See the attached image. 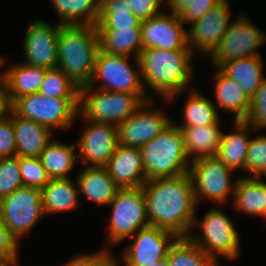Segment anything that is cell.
<instances>
[{
	"label": "cell",
	"instance_id": "cell-30",
	"mask_svg": "<svg viewBox=\"0 0 266 266\" xmlns=\"http://www.w3.org/2000/svg\"><path fill=\"white\" fill-rule=\"evenodd\" d=\"M77 144L68 145L59 140L50 141L39 156L50 179L70 178L71 172L78 162L75 153Z\"/></svg>",
	"mask_w": 266,
	"mask_h": 266
},
{
	"label": "cell",
	"instance_id": "cell-35",
	"mask_svg": "<svg viewBox=\"0 0 266 266\" xmlns=\"http://www.w3.org/2000/svg\"><path fill=\"white\" fill-rule=\"evenodd\" d=\"M79 89L58 67L47 69L38 93L54 98H79Z\"/></svg>",
	"mask_w": 266,
	"mask_h": 266
},
{
	"label": "cell",
	"instance_id": "cell-46",
	"mask_svg": "<svg viewBox=\"0 0 266 266\" xmlns=\"http://www.w3.org/2000/svg\"><path fill=\"white\" fill-rule=\"evenodd\" d=\"M195 0H166L171 12L178 15L184 8L191 5Z\"/></svg>",
	"mask_w": 266,
	"mask_h": 266
},
{
	"label": "cell",
	"instance_id": "cell-49",
	"mask_svg": "<svg viewBox=\"0 0 266 266\" xmlns=\"http://www.w3.org/2000/svg\"><path fill=\"white\" fill-rule=\"evenodd\" d=\"M146 266H168L166 260H161L158 261L157 264H151V265H146Z\"/></svg>",
	"mask_w": 266,
	"mask_h": 266
},
{
	"label": "cell",
	"instance_id": "cell-32",
	"mask_svg": "<svg viewBox=\"0 0 266 266\" xmlns=\"http://www.w3.org/2000/svg\"><path fill=\"white\" fill-rule=\"evenodd\" d=\"M97 30L141 27V21L131 12L128 0H100Z\"/></svg>",
	"mask_w": 266,
	"mask_h": 266
},
{
	"label": "cell",
	"instance_id": "cell-42",
	"mask_svg": "<svg viewBox=\"0 0 266 266\" xmlns=\"http://www.w3.org/2000/svg\"><path fill=\"white\" fill-rule=\"evenodd\" d=\"M163 2V0H128L131 12L141 22L161 14L163 11L160 7Z\"/></svg>",
	"mask_w": 266,
	"mask_h": 266
},
{
	"label": "cell",
	"instance_id": "cell-41",
	"mask_svg": "<svg viewBox=\"0 0 266 266\" xmlns=\"http://www.w3.org/2000/svg\"><path fill=\"white\" fill-rule=\"evenodd\" d=\"M222 0H195L191 5L184 8L179 14V18L184 24H192L201 19L206 13Z\"/></svg>",
	"mask_w": 266,
	"mask_h": 266
},
{
	"label": "cell",
	"instance_id": "cell-40",
	"mask_svg": "<svg viewBox=\"0 0 266 266\" xmlns=\"http://www.w3.org/2000/svg\"><path fill=\"white\" fill-rule=\"evenodd\" d=\"M16 155V142L12 119L6 115L0 119V158Z\"/></svg>",
	"mask_w": 266,
	"mask_h": 266
},
{
	"label": "cell",
	"instance_id": "cell-10",
	"mask_svg": "<svg viewBox=\"0 0 266 266\" xmlns=\"http://www.w3.org/2000/svg\"><path fill=\"white\" fill-rule=\"evenodd\" d=\"M215 156L199 157L190 163L189 173L193 180L194 199L198 206L200 198H208L217 206L227 203L228 196L234 197L237 183L231 182V173Z\"/></svg>",
	"mask_w": 266,
	"mask_h": 266
},
{
	"label": "cell",
	"instance_id": "cell-14",
	"mask_svg": "<svg viewBox=\"0 0 266 266\" xmlns=\"http://www.w3.org/2000/svg\"><path fill=\"white\" fill-rule=\"evenodd\" d=\"M132 243L123 250L124 266H146L166 260L168 251L177 237L154 226L140 229Z\"/></svg>",
	"mask_w": 266,
	"mask_h": 266
},
{
	"label": "cell",
	"instance_id": "cell-43",
	"mask_svg": "<svg viewBox=\"0 0 266 266\" xmlns=\"http://www.w3.org/2000/svg\"><path fill=\"white\" fill-rule=\"evenodd\" d=\"M18 243L19 241L6 228L0 217V259L18 257Z\"/></svg>",
	"mask_w": 266,
	"mask_h": 266
},
{
	"label": "cell",
	"instance_id": "cell-28",
	"mask_svg": "<svg viewBox=\"0 0 266 266\" xmlns=\"http://www.w3.org/2000/svg\"><path fill=\"white\" fill-rule=\"evenodd\" d=\"M190 161L199 157L216 156L221 143L220 125L179 127Z\"/></svg>",
	"mask_w": 266,
	"mask_h": 266
},
{
	"label": "cell",
	"instance_id": "cell-21",
	"mask_svg": "<svg viewBox=\"0 0 266 266\" xmlns=\"http://www.w3.org/2000/svg\"><path fill=\"white\" fill-rule=\"evenodd\" d=\"M214 94L218 107L235 114L234 121H245L250 108L251 98L240 84L216 67ZM217 72V73H216Z\"/></svg>",
	"mask_w": 266,
	"mask_h": 266
},
{
	"label": "cell",
	"instance_id": "cell-6",
	"mask_svg": "<svg viewBox=\"0 0 266 266\" xmlns=\"http://www.w3.org/2000/svg\"><path fill=\"white\" fill-rule=\"evenodd\" d=\"M79 98H54L34 93L16 98L10 109L21 118L30 119L52 130L70 129L78 115Z\"/></svg>",
	"mask_w": 266,
	"mask_h": 266
},
{
	"label": "cell",
	"instance_id": "cell-2",
	"mask_svg": "<svg viewBox=\"0 0 266 266\" xmlns=\"http://www.w3.org/2000/svg\"><path fill=\"white\" fill-rule=\"evenodd\" d=\"M194 55L190 49L143 48L139 56L143 85L171 101L191 83Z\"/></svg>",
	"mask_w": 266,
	"mask_h": 266
},
{
	"label": "cell",
	"instance_id": "cell-5",
	"mask_svg": "<svg viewBox=\"0 0 266 266\" xmlns=\"http://www.w3.org/2000/svg\"><path fill=\"white\" fill-rule=\"evenodd\" d=\"M96 90H95V89ZM150 95H136L106 91L89 85L79 89L78 115L82 119L98 123L121 124L135 113Z\"/></svg>",
	"mask_w": 266,
	"mask_h": 266
},
{
	"label": "cell",
	"instance_id": "cell-31",
	"mask_svg": "<svg viewBox=\"0 0 266 266\" xmlns=\"http://www.w3.org/2000/svg\"><path fill=\"white\" fill-rule=\"evenodd\" d=\"M61 25H94L99 16L100 0H51Z\"/></svg>",
	"mask_w": 266,
	"mask_h": 266
},
{
	"label": "cell",
	"instance_id": "cell-19",
	"mask_svg": "<svg viewBox=\"0 0 266 266\" xmlns=\"http://www.w3.org/2000/svg\"><path fill=\"white\" fill-rule=\"evenodd\" d=\"M104 167L120 188L141 187L147 181L140 148L118 145Z\"/></svg>",
	"mask_w": 266,
	"mask_h": 266
},
{
	"label": "cell",
	"instance_id": "cell-15",
	"mask_svg": "<svg viewBox=\"0 0 266 266\" xmlns=\"http://www.w3.org/2000/svg\"><path fill=\"white\" fill-rule=\"evenodd\" d=\"M228 1L222 0L205 16L190 24L187 30L188 47L193 54L200 51L201 54L204 52L211 55L220 44L231 24Z\"/></svg>",
	"mask_w": 266,
	"mask_h": 266
},
{
	"label": "cell",
	"instance_id": "cell-13",
	"mask_svg": "<svg viewBox=\"0 0 266 266\" xmlns=\"http://www.w3.org/2000/svg\"><path fill=\"white\" fill-rule=\"evenodd\" d=\"M153 102H144L135 113L117 125L119 145L141 148L172 123L162 110L148 109Z\"/></svg>",
	"mask_w": 266,
	"mask_h": 266
},
{
	"label": "cell",
	"instance_id": "cell-11",
	"mask_svg": "<svg viewBox=\"0 0 266 266\" xmlns=\"http://www.w3.org/2000/svg\"><path fill=\"white\" fill-rule=\"evenodd\" d=\"M44 216L41 190L21 186L0 200V217L19 241Z\"/></svg>",
	"mask_w": 266,
	"mask_h": 266
},
{
	"label": "cell",
	"instance_id": "cell-33",
	"mask_svg": "<svg viewBox=\"0 0 266 266\" xmlns=\"http://www.w3.org/2000/svg\"><path fill=\"white\" fill-rule=\"evenodd\" d=\"M183 106V123L177 127L220 125L221 119L212 100L192 89Z\"/></svg>",
	"mask_w": 266,
	"mask_h": 266
},
{
	"label": "cell",
	"instance_id": "cell-20",
	"mask_svg": "<svg viewBox=\"0 0 266 266\" xmlns=\"http://www.w3.org/2000/svg\"><path fill=\"white\" fill-rule=\"evenodd\" d=\"M13 123L16 155L22 157H39L51 141V131L30 119L17 116L11 109L7 114Z\"/></svg>",
	"mask_w": 266,
	"mask_h": 266
},
{
	"label": "cell",
	"instance_id": "cell-17",
	"mask_svg": "<svg viewBox=\"0 0 266 266\" xmlns=\"http://www.w3.org/2000/svg\"><path fill=\"white\" fill-rule=\"evenodd\" d=\"M83 120L86 125L77 143L80 161L104 167L119 145L117 125Z\"/></svg>",
	"mask_w": 266,
	"mask_h": 266
},
{
	"label": "cell",
	"instance_id": "cell-36",
	"mask_svg": "<svg viewBox=\"0 0 266 266\" xmlns=\"http://www.w3.org/2000/svg\"><path fill=\"white\" fill-rule=\"evenodd\" d=\"M19 167L23 186L42 189L51 180L40 157L19 156Z\"/></svg>",
	"mask_w": 266,
	"mask_h": 266
},
{
	"label": "cell",
	"instance_id": "cell-37",
	"mask_svg": "<svg viewBox=\"0 0 266 266\" xmlns=\"http://www.w3.org/2000/svg\"><path fill=\"white\" fill-rule=\"evenodd\" d=\"M23 186L19 156L0 158V200Z\"/></svg>",
	"mask_w": 266,
	"mask_h": 266
},
{
	"label": "cell",
	"instance_id": "cell-1",
	"mask_svg": "<svg viewBox=\"0 0 266 266\" xmlns=\"http://www.w3.org/2000/svg\"><path fill=\"white\" fill-rule=\"evenodd\" d=\"M141 187L150 226L189 237L197 208L190 173L147 180Z\"/></svg>",
	"mask_w": 266,
	"mask_h": 266
},
{
	"label": "cell",
	"instance_id": "cell-50",
	"mask_svg": "<svg viewBox=\"0 0 266 266\" xmlns=\"http://www.w3.org/2000/svg\"><path fill=\"white\" fill-rule=\"evenodd\" d=\"M4 61L5 59L2 56H0V68L3 66Z\"/></svg>",
	"mask_w": 266,
	"mask_h": 266
},
{
	"label": "cell",
	"instance_id": "cell-22",
	"mask_svg": "<svg viewBox=\"0 0 266 266\" xmlns=\"http://www.w3.org/2000/svg\"><path fill=\"white\" fill-rule=\"evenodd\" d=\"M77 175L79 193L99 205H109L120 188L105 167L87 166Z\"/></svg>",
	"mask_w": 266,
	"mask_h": 266
},
{
	"label": "cell",
	"instance_id": "cell-26",
	"mask_svg": "<svg viewBox=\"0 0 266 266\" xmlns=\"http://www.w3.org/2000/svg\"><path fill=\"white\" fill-rule=\"evenodd\" d=\"M241 213L266 216V183L257 177H238L232 201Z\"/></svg>",
	"mask_w": 266,
	"mask_h": 266
},
{
	"label": "cell",
	"instance_id": "cell-3",
	"mask_svg": "<svg viewBox=\"0 0 266 266\" xmlns=\"http://www.w3.org/2000/svg\"><path fill=\"white\" fill-rule=\"evenodd\" d=\"M99 37L94 25H62L58 37V64L77 86L92 80L99 51Z\"/></svg>",
	"mask_w": 266,
	"mask_h": 266
},
{
	"label": "cell",
	"instance_id": "cell-45",
	"mask_svg": "<svg viewBox=\"0 0 266 266\" xmlns=\"http://www.w3.org/2000/svg\"><path fill=\"white\" fill-rule=\"evenodd\" d=\"M10 109V104L7 99L6 86L0 75V119L5 117Z\"/></svg>",
	"mask_w": 266,
	"mask_h": 266
},
{
	"label": "cell",
	"instance_id": "cell-16",
	"mask_svg": "<svg viewBox=\"0 0 266 266\" xmlns=\"http://www.w3.org/2000/svg\"><path fill=\"white\" fill-rule=\"evenodd\" d=\"M61 26L58 22L53 27L42 19H35L28 25L23 42L26 64L44 69L57 67L58 37Z\"/></svg>",
	"mask_w": 266,
	"mask_h": 266
},
{
	"label": "cell",
	"instance_id": "cell-47",
	"mask_svg": "<svg viewBox=\"0 0 266 266\" xmlns=\"http://www.w3.org/2000/svg\"><path fill=\"white\" fill-rule=\"evenodd\" d=\"M19 257L0 259V266H17Z\"/></svg>",
	"mask_w": 266,
	"mask_h": 266
},
{
	"label": "cell",
	"instance_id": "cell-7",
	"mask_svg": "<svg viewBox=\"0 0 266 266\" xmlns=\"http://www.w3.org/2000/svg\"><path fill=\"white\" fill-rule=\"evenodd\" d=\"M200 227V233L196 236L189 234V238L196 243L208 256L218 262L220 256L228 260H234L240 254L239 233L221 208L210 209L200 220L195 218L194 225Z\"/></svg>",
	"mask_w": 266,
	"mask_h": 266
},
{
	"label": "cell",
	"instance_id": "cell-8",
	"mask_svg": "<svg viewBox=\"0 0 266 266\" xmlns=\"http://www.w3.org/2000/svg\"><path fill=\"white\" fill-rule=\"evenodd\" d=\"M108 242L114 246L150 226L142 187L119 188L110 202Z\"/></svg>",
	"mask_w": 266,
	"mask_h": 266
},
{
	"label": "cell",
	"instance_id": "cell-34",
	"mask_svg": "<svg viewBox=\"0 0 266 266\" xmlns=\"http://www.w3.org/2000/svg\"><path fill=\"white\" fill-rule=\"evenodd\" d=\"M166 262L168 266H220L189 237L175 240L168 251Z\"/></svg>",
	"mask_w": 266,
	"mask_h": 266
},
{
	"label": "cell",
	"instance_id": "cell-23",
	"mask_svg": "<svg viewBox=\"0 0 266 266\" xmlns=\"http://www.w3.org/2000/svg\"><path fill=\"white\" fill-rule=\"evenodd\" d=\"M235 132L221 135V143L216 154V158L226 167L233 171L243 169L245 171V161L247 157L249 139L248 131L254 128L246 121H234Z\"/></svg>",
	"mask_w": 266,
	"mask_h": 266
},
{
	"label": "cell",
	"instance_id": "cell-9",
	"mask_svg": "<svg viewBox=\"0 0 266 266\" xmlns=\"http://www.w3.org/2000/svg\"><path fill=\"white\" fill-rule=\"evenodd\" d=\"M128 62V56L112 55L99 49L95 60L94 74L88 85L95 87L96 81H101L97 89L149 95L142 82L139 58H135L137 70Z\"/></svg>",
	"mask_w": 266,
	"mask_h": 266
},
{
	"label": "cell",
	"instance_id": "cell-4",
	"mask_svg": "<svg viewBox=\"0 0 266 266\" xmlns=\"http://www.w3.org/2000/svg\"><path fill=\"white\" fill-rule=\"evenodd\" d=\"M140 150L147 180L175 177L190 170L183 134L173 123Z\"/></svg>",
	"mask_w": 266,
	"mask_h": 266
},
{
	"label": "cell",
	"instance_id": "cell-29",
	"mask_svg": "<svg viewBox=\"0 0 266 266\" xmlns=\"http://www.w3.org/2000/svg\"><path fill=\"white\" fill-rule=\"evenodd\" d=\"M260 55L237 58L223 63L219 68L229 77L236 80L244 92L251 98L261 83L263 76Z\"/></svg>",
	"mask_w": 266,
	"mask_h": 266
},
{
	"label": "cell",
	"instance_id": "cell-25",
	"mask_svg": "<svg viewBox=\"0 0 266 266\" xmlns=\"http://www.w3.org/2000/svg\"><path fill=\"white\" fill-rule=\"evenodd\" d=\"M78 195L79 189L77 182H73L70 178L51 179L49 183L41 189L44 214L76 210L80 205Z\"/></svg>",
	"mask_w": 266,
	"mask_h": 266
},
{
	"label": "cell",
	"instance_id": "cell-27",
	"mask_svg": "<svg viewBox=\"0 0 266 266\" xmlns=\"http://www.w3.org/2000/svg\"><path fill=\"white\" fill-rule=\"evenodd\" d=\"M100 50L112 55L139 58L143 49L142 28L98 30Z\"/></svg>",
	"mask_w": 266,
	"mask_h": 266
},
{
	"label": "cell",
	"instance_id": "cell-38",
	"mask_svg": "<svg viewBox=\"0 0 266 266\" xmlns=\"http://www.w3.org/2000/svg\"><path fill=\"white\" fill-rule=\"evenodd\" d=\"M246 170L251 173L247 177L266 176V135H259L250 140L245 161Z\"/></svg>",
	"mask_w": 266,
	"mask_h": 266
},
{
	"label": "cell",
	"instance_id": "cell-39",
	"mask_svg": "<svg viewBox=\"0 0 266 266\" xmlns=\"http://www.w3.org/2000/svg\"><path fill=\"white\" fill-rule=\"evenodd\" d=\"M245 121L250 124L254 130L266 128V79L251 97L249 113Z\"/></svg>",
	"mask_w": 266,
	"mask_h": 266
},
{
	"label": "cell",
	"instance_id": "cell-44",
	"mask_svg": "<svg viewBox=\"0 0 266 266\" xmlns=\"http://www.w3.org/2000/svg\"><path fill=\"white\" fill-rule=\"evenodd\" d=\"M112 252L107 249L92 254L78 255L62 266H100Z\"/></svg>",
	"mask_w": 266,
	"mask_h": 266
},
{
	"label": "cell",
	"instance_id": "cell-48",
	"mask_svg": "<svg viewBox=\"0 0 266 266\" xmlns=\"http://www.w3.org/2000/svg\"><path fill=\"white\" fill-rule=\"evenodd\" d=\"M100 266H120L115 257L111 254Z\"/></svg>",
	"mask_w": 266,
	"mask_h": 266
},
{
	"label": "cell",
	"instance_id": "cell-18",
	"mask_svg": "<svg viewBox=\"0 0 266 266\" xmlns=\"http://www.w3.org/2000/svg\"><path fill=\"white\" fill-rule=\"evenodd\" d=\"M178 15L166 12L141 22L143 48L189 49L188 34Z\"/></svg>",
	"mask_w": 266,
	"mask_h": 266
},
{
	"label": "cell",
	"instance_id": "cell-12",
	"mask_svg": "<svg viewBox=\"0 0 266 266\" xmlns=\"http://www.w3.org/2000/svg\"><path fill=\"white\" fill-rule=\"evenodd\" d=\"M266 41V32L252 25L245 15L231 22L218 47L210 55L215 67L237 58L260 55L257 51Z\"/></svg>",
	"mask_w": 266,
	"mask_h": 266
},
{
	"label": "cell",
	"instance_id": "cell-24",
	"mask_svg": "<svg viewBox=\"0 0 266 266\" xmlns=\"http://www.w3.org/2000/svg\"><path fill=\"white\" fill-rule=\"evenodd\" d=\"M47 69L29 64H18L0 73L6 86L9 104L16 98L37 93Z\"/></svg>",
	"mask_w": 266,
	"mask_h": 266
}]
</instances>
